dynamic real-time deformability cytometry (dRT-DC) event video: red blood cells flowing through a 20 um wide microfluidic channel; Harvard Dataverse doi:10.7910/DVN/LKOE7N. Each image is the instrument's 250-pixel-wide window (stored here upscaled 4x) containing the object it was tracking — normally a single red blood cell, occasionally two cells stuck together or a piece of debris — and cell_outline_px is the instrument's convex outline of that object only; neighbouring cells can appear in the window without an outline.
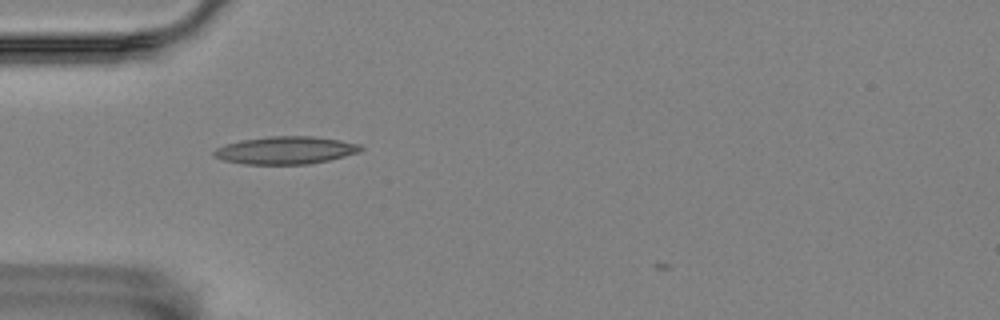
{"species": "Egyptian fruit bat (a non-hibernating species)", "species_latin": "Rousettus aegyptiacus", "temperature_condition": "room temperature", "stored_images_in_passage": 2, "camera_frame_rate_fps": 3000, "um_per_image_px": 0.085, "animal": {"sex": "female"}, "frame": {"image": 1, "passage_image": 1, "time_ms": 0.0, "image_size_px": [1000, 320], "cell_outline_px": [[364, 148], [360, 152], [328, 160], [308, 164], [244, 164], [224, 160], [212, 156], [212, 152], [216, 148], [224, 144], [240, 140], [268, 136], [312, 136], [340, 140], [360, 144]], "centroid_in_image_um": [24.25, 12.76], "position_along_channel_um": 60.7, "area_um2": 23.76}}
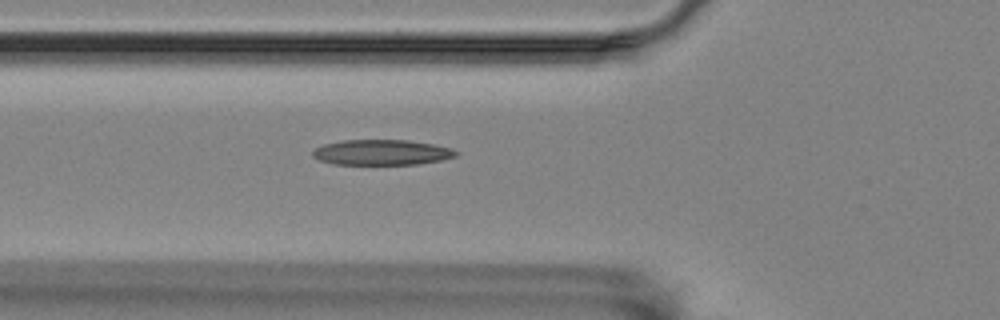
{"frame": {"image": 2, "passage_image": 2, "time_ms": 0.333, "image_size_px": [1000, 320], "cell_outline_px": [[460, 152], [456, 156], [440, 160], [416, 164], [332, 164], [320, 160], [312, 156], [312, 152], [316, 148], [324, 144], [344, 140], [408, 140], [432, 144], [452, 148]], "centroid_in_image_um": [32.45, 12.95], "position_along_channel_um": 93.3, "area_um2": 21.1}}